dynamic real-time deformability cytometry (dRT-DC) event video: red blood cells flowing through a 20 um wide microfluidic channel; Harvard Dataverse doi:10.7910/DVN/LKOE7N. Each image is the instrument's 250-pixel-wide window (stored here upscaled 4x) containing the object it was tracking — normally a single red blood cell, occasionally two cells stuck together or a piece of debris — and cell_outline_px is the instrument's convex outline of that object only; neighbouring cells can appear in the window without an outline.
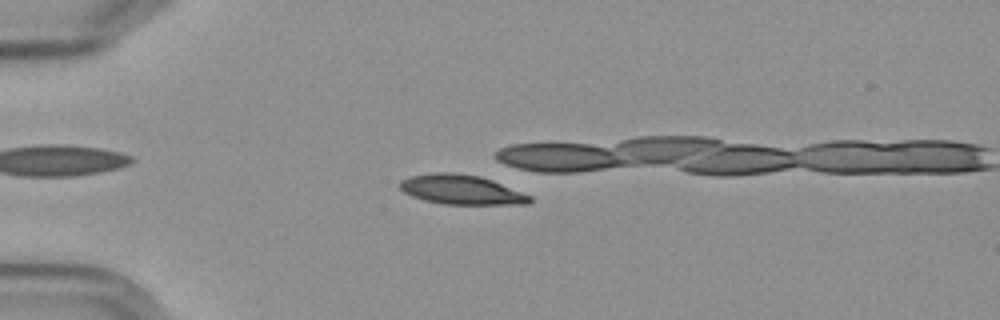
{"species": "Egyptian fruit bat (a non-hibernating species)", "species_latin": "Rousettus aegyptiacus", "temperature_condition": "cold", "stored_images_in_passage": 9, "camera_frame_rate_fps": 3000, "um_per_image_px": 0.085, "frame": {"image": 1, "passage_image": 3, "time_ms": 3.333, "image_size_px": [1000, 320], "cell_outline_px": [[532, 200], [528, 204], [444, 204], [424, 200], [412, 196], [404, 192], [400, 188], [400, 180], [412, 176], [436, 172], [452, 172], [480, 176], [492, 180], [532, 196]], "centroid_in_image_um": [39.22, 16.12], "position_along_channel_um": 45.8, "area_um2": 22.25}}